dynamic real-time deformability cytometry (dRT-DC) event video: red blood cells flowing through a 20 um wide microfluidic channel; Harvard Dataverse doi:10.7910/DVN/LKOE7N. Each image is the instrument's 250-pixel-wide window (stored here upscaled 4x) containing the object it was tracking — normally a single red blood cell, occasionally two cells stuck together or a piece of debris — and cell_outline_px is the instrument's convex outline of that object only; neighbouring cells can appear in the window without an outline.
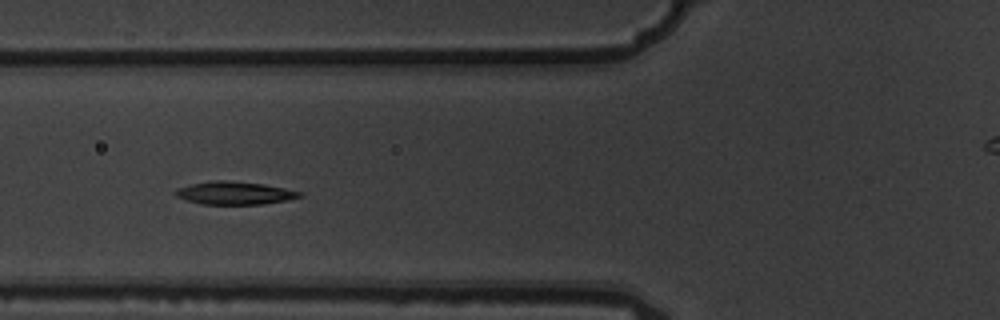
{"species": "common noctule bat (a hibernating species)", "species_latin": "Nyctalus noctula", "temperature_condition": "warm", "stored_images_in_passage": 7, "camera_frame_rate_fps": 3000, "um_per_image_px": 0.085, "animal": {"sex": "male", "body_mass_g": 19.5, "forearm_length_mm": 54.6}, "frame": {"image": 1, "passage_image": 5, "time_ms": 1.333, "image_size_px": [1000, 320], "cell_outline_px": [[304, 196], [288, 200], [264, 204], [204, 204], [184, 200], [176, 196], [176, 192], [180, 188], [192, 184], [212, 180], [224, 180], [264, 184], [304, 192]], "centroid_in_image_um": [20.01, 16.41], "position_along_channel_um": 105.8, "area_um2": 16.53}}
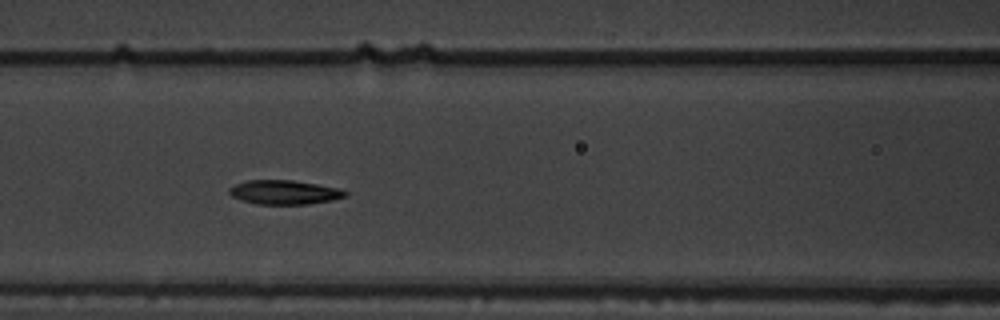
{"frame": {"image": 2, "passage_image": 6, "time_ms": 1.667, "image_size_px": [1000, 320], "cell_outline_px": [[348, 196], [332, 200], [308, 204], [256, 204], [240, 200], [232, 196], [228, 192], [228, 188], [236, 184], [248, 180], [292, 180], [340, 188], [348, 192]], "centroid_in_image_um": [24.18, 16.34], "position_along_channel_um": 142.4, "area_um2": 16.42}}
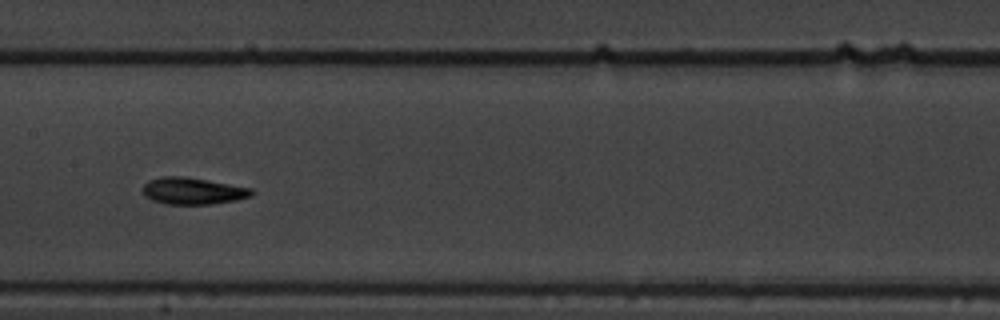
{"frame": {"image": 3, "passage_image": 7, "time_ms": 2.0, "image_size_px": [1000, 320], "cell_outline_px": [[256, 192], [252, 196], [236, 200], [212, 204], [168, 204], [152, 200], [144, 196], [144, 184], [148, 180], [164, 176], [184, 176], [252, 188]], "centroid_in_image_um": [16.42, 16.23], "position_along_channel_um": 191.0, "area_um2": 16.99}}